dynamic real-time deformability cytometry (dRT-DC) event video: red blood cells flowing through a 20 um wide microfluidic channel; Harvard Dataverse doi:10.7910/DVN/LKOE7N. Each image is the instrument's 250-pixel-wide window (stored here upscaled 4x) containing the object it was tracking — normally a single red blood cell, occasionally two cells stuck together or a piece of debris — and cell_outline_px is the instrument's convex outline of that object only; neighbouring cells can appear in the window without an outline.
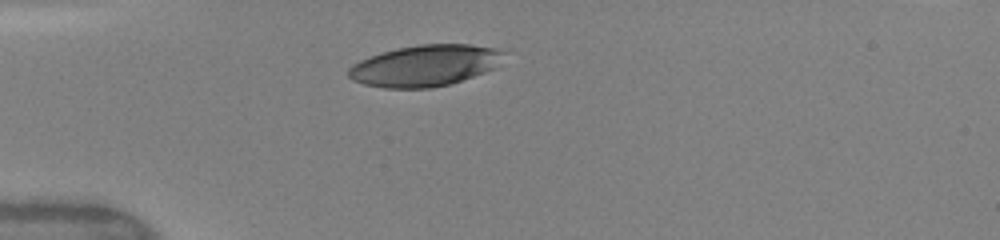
{"species": "human", "species_latin": "Homo sapiens", "temperature_condition": "warm", "stored_images_in_passage": 26, "camera_frame_rate_fps": 3000, "um_per_image_px": 0.085, "donor": {"sex": "female"}, "frame": {"image": 1, "passage_image": 1, "time_ms": 0.0, "image_size_px": [1000, 240], "cell_outline_px": [[508, 48], [492, 68], [484, 72], [448, 84], [432, 88], [384, 88], [364, 84], [352, 80], [348, 76], [348, 68], [352, 64], [360, 60], [396, 48], [420, 44], [468, 44]], "centroid_in_image_um": [36.11, 5.56], "position_along_channel_um": 48.9, "area_um2": 37.22}, "authors_computed_cell_mechanics": {"area_um2": 39.4196, "velocity_mm_per_s": 4.0966, "shape_relaxation_time_tau1_ms": 3.4495, "shape_relaxation_time_tau2_ms": 0.726, "deformation_change_tau1": 0.1869, "deformation_change_tau2": 0.0631}}